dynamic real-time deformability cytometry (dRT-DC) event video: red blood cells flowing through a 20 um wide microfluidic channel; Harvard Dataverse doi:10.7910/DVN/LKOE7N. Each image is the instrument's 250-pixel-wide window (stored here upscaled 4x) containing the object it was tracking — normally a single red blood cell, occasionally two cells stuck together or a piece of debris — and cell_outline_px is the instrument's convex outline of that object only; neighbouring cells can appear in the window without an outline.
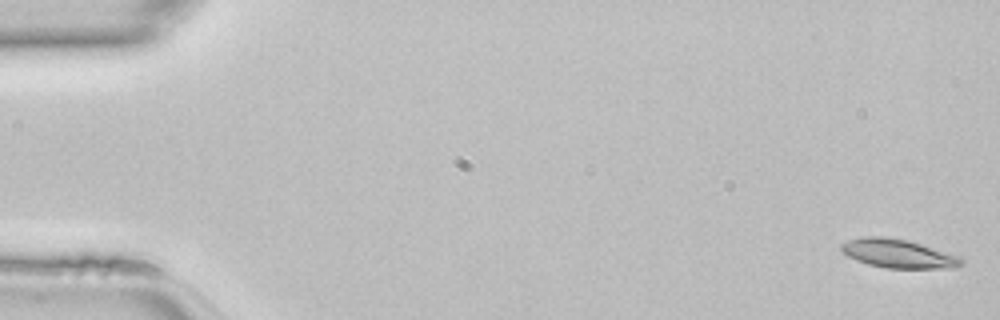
{"species": "common noctule bat (a hibernating species)", "species_latin": "Nyctalus noctula", "temperature_condition": "room temperature", "stored_images_in_passage": 47, "camera_frame_rate_fps": 3000, "um_per_image_px": 0.085, "animal": {"sex": "female", "body_mass_g": 22.7, "forearm_length_mm": 54.2}, "frame": {"image": 1, "passage_image": 1, "time_ms": 0.0, "image_size_px": [1000, 320], "cell_outline_px": [[964, 264], [952, 268], [888, 268], [868, 264], [856, 260], [840, 252], [840, 244], [848, 240], [864, 236], [884, 236], [908, 240], [960, 256], [964, 260]], "centroid_in_image_um": [76.33, 21.55], "position_along_channel_um": 8.7, "area_um2": 20.23}}
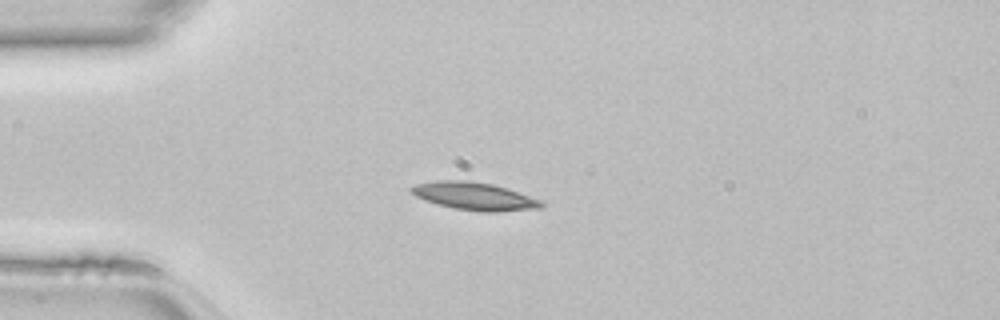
{"frame": {"image": 2, "passage_image": 12, "time_ms": 3.667, "image_size_px": [1000, 320], "cell_outline_px": [[544, 208], [496, 212], [480, 212], [456, 208], [424, 200], [416, 196], [408, 188], [416, 184], [436, 180], [464, 180], [492, 184], [508, 188], [540, 200], [544, 204]], "centroid_in_image_um": [40.35, 16.67], "position_along_channel_um": 44.7, "area_um2": 20.98}}
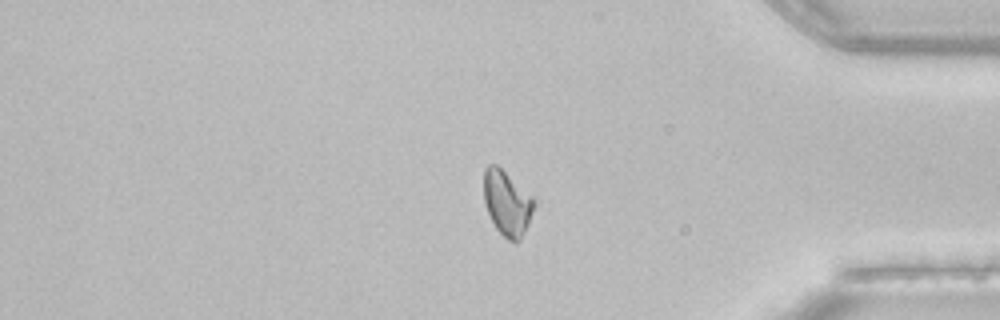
{"frame": {"image": 3, "passage_image": 39, "time_ms": 12.667, "image_size_px": [1000, 320], "cell_outline_px": [[532, 212], [528, 224], [520, 240], [516, 244], [508, 240], [496, 228], [488, 212], [484, 200], [484, 168], [488, 164], [496, 164], [532, 200]], "centroid_in_image_um": [43.03, 17.31], "position_along_channel_um": 392.2, "area_um2": 18.03}}